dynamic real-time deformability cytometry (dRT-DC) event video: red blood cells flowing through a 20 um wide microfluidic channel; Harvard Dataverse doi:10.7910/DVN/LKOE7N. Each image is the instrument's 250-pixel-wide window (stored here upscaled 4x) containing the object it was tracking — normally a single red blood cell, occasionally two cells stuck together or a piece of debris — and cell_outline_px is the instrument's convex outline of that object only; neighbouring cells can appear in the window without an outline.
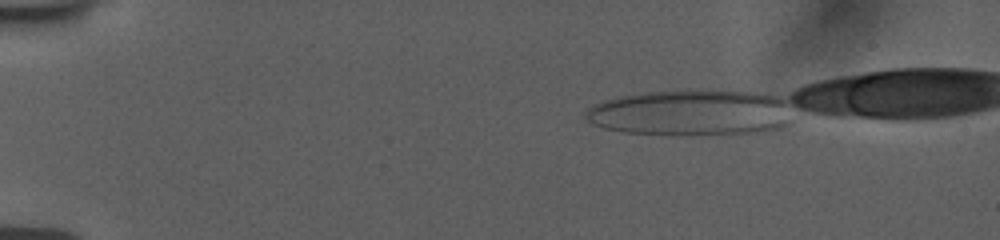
{"species": "human", "species_latin": "Homo sapiens", "temperature_condition": "room temperature", "stored_images_in_passage": 47, "camera_frame_rate_fps": 3000, "um_per_image_px": 0.085, "donor": {"sex": "female"}, "frame": {"image": 1, "passage_image": 1, "time_ms": 0.0, "image_size_px": [1000, 240], "cell_outline_px": [[780, 124], [776, 128], [760, 132], [684, 136], [676, 136], [624, 132], [604, 128], [588, 120], [588, 112], [592, 108], [600, 104], [612, 100], [632, 96], [672, 92], [732, 92], [764, 96], [780, 100]], "centroid_in_image_um": [58.55, 9.67], "position_along_channel_um": 26.4, "area_um2": 51.15}}
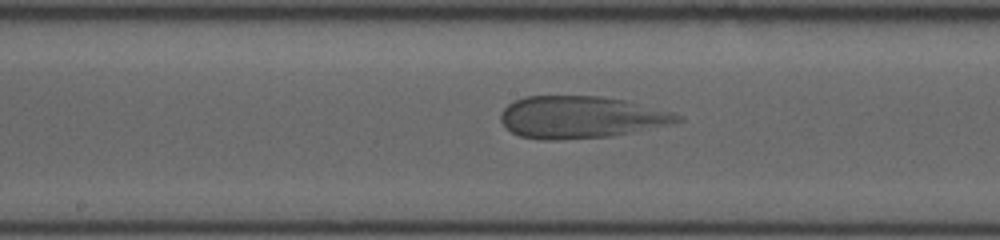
{"frame": {"image": 2, "passage_image": 23, "time_ms": 7.333, "image_size_px": [1000, 240], "cell_outline_px": [[684, 120], [612, 136], [556, 140], [544, 140], [520, 136], [512, 132], [500, 120], [500, 112], [508, 104], [524, 96], [600, 96], [624, 100], [668, 112], [680, 116]], "centroid_in_image_um": [49.27, 9.96], "position_along_channel_um": 198.9, "area_um2": 42.66}}
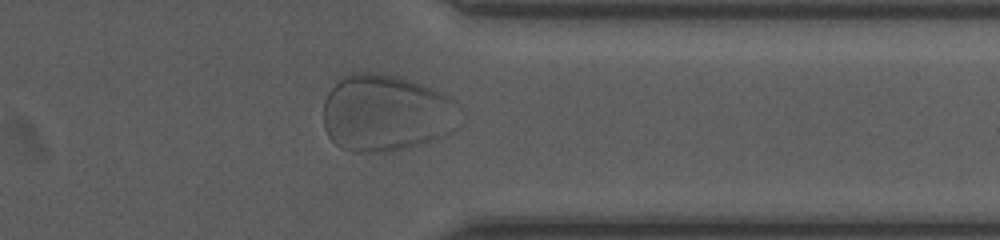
{"frame": {"image": 3, "passage_image": 38, "time_ms": 12.333, "image_size_px": [1000, 240], "cell_outline_px": [[456, 100], [440, 136], [436, 140], [388, 152], [352, 152], [340, 148], [328, 136], [324, 128], [324, 100], [328, 92], [348, 72], [376, 72], [400, 76], [412, 80], [440, 92]], "centroid_in_image_um": [32.61, 9.58], "position_along_channel_um": 378.8, "area_um2": 59.65}}